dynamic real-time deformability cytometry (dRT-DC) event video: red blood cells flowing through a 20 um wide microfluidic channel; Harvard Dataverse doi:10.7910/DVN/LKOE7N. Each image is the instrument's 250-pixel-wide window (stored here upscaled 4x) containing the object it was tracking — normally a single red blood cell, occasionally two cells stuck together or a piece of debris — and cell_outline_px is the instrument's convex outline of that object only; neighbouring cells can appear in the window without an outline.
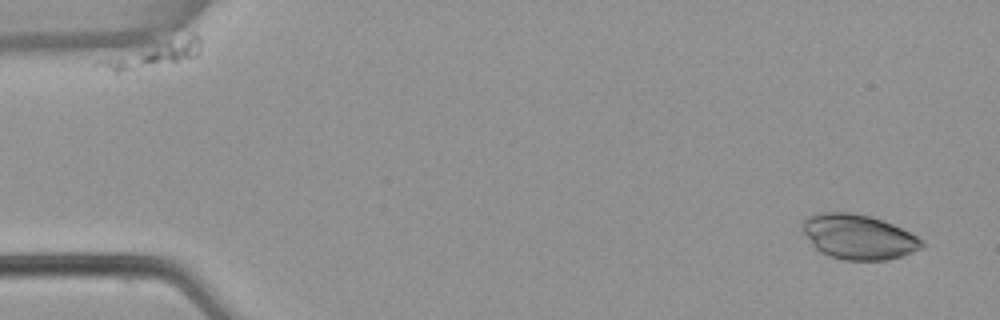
{"species": "common noctule bat (a hibernating species)", "species_latin": "Nyctalus noctula", "temperature_condition": "warm", "stored_images_in_passage": 6, "camera_frame_rate_fps": 3000, "um_per_image_px": 0.085, "animal": {"sex": "female", "body_mass_g": 22.7, "forearm_length_mm": 54.2}, "frame": {"image": 1, "passage_image": 1, "time_ms": 0.0, "image_size_px": [1000, 320], "cell_outline_px": [[924, 248], [888, 260], [844, 260], [828, 256], [820, 252], [812, 244], [804, 232], [800, 224], [808, 216], [816, 212], [852, 212], [872, 216], [884, 220], [924, 240]], "centroid_in_image_um": [72.96, 20.12], "position_along_channel_um": 12.0, "area_um2": 31.39}}
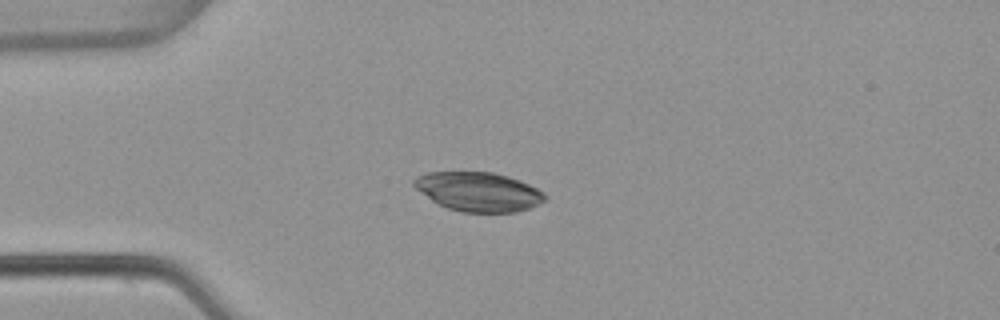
{"frame": {"image": 2, "passage_image": 4, "time_ms": 1.0, "image_size_px": [1000, 320], "cell_outline_px": [[548, 200], [528, 208], [516, 212], [460, 212], [448, 208], [432, 200], [416, 188], [412, 184], [412, 180], [416, 176], [428, 172], [492, 172], [508, 176], [520, 180], [544, 192], [548, 196]], "centroid_in_image_um": [40.69, 16.29], "position_along_channel_um": 44.3, "area_um2": 29.88}}
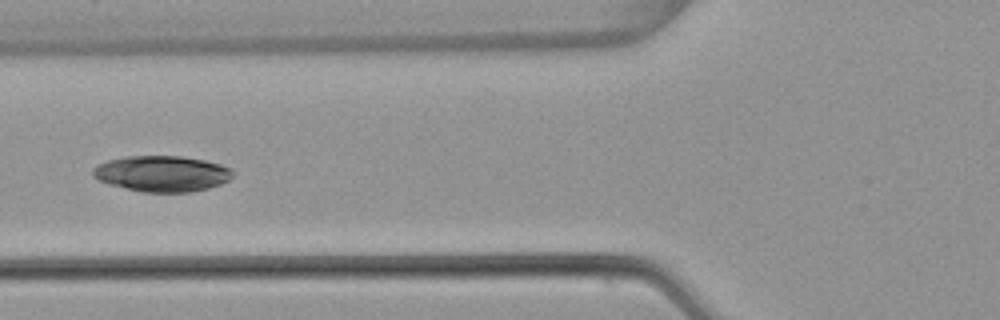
{"frame": {"image": 3, "passage_image": 6, "time_ms": 1.667, "image_size_px": [1000, 320], "cell_outline_px": [[236, 172], [228, 180], [220, 184], [208, 188], [188, 192], [144, 192], [112, 184], [100, 180], [92, 176], [92, 168], [96, 164], [108, 160], [128, 156], [180, 156], [204, 160], [220, 164]], "centroid_in_image_um": [13.77, 14.75], "position_along_channel_um": 112.0, "area_um2": 29.02}}